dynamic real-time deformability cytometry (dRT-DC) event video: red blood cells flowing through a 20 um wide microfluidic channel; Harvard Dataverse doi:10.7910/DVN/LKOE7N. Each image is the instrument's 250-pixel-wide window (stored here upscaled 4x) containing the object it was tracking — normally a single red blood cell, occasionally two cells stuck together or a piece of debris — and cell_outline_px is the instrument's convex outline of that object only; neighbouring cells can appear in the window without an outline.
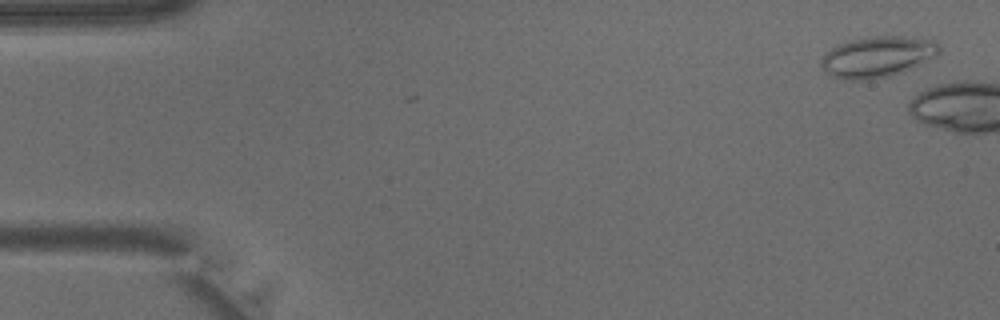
{"species": "common noctule bat (a hibernating species)", "species_latin": "Nyctalus noctula", "temperature_condition": "warm", "stored_images_in_passage": 5, "camera_frame_rate_fps": 3000, "um_per_image_px": 0.085, "animal": {"sex": "male", "body_mass_g": 15.6}, "frame": {"image": 1, "passage_image": 2, "time_ms": 0.333, "image_size_px": [1000, 320], "cell_outline_px": [[940, 52], [936, 56], [920, 64], [888, 76], [868, 80], [840, 80], [832, 76], [820, 64], [820, 60], [832, 48], [840, 44], [852, 40], [868, 36], [904, 36], [936, 40], [940, 48]], "centroid_in_image_um": [74.6, 4.82], "position_along_channel_um": 10.4, "area_um2": 27.92}}